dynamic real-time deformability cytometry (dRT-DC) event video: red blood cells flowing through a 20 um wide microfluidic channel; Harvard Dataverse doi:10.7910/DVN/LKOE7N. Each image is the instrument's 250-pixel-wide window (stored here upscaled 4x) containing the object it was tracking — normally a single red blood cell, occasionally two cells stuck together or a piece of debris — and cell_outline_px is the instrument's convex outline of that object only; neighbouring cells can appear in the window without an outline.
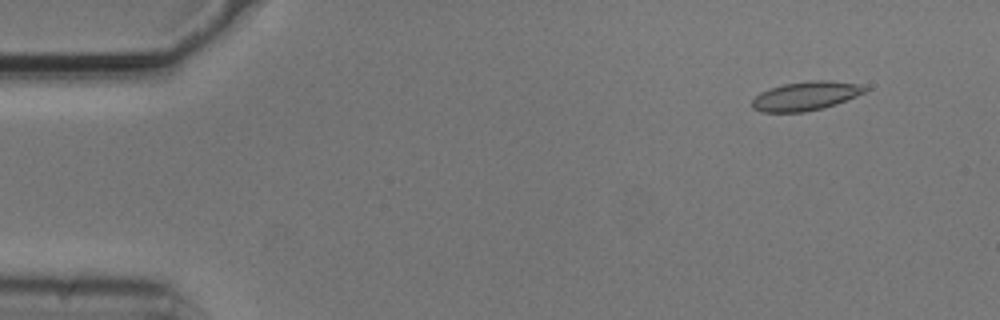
{"species": "common noctule bat (a hibernating species)", "species_latin": "Nyctalus noctula", "temperature_condition": "cold", "stored_images_in_passage": 4, "camera_frame_rate_fps": 3000, "um_per_image_px": 0.085, "animal": {"sex": "male", "body_mass_g": 20.5, "forearm_length_mm": 52.5}, "frame": {"image": 1, "passage_image": 2, "time_ms": 0.333, "image_size_px": [1000, 320], "cell_outline_px": [[872, 88], [856, 96], [836, 104], [804, 112], [760, 112], [752, 108], [752, 100], [760, 92], [784, 84], [812, 80], [832, 80], [860, 84]], "centroid_in_image_um": [68.51, 8.15], "position_along_channel_um": 16.5, "area_um2": 19.02}}